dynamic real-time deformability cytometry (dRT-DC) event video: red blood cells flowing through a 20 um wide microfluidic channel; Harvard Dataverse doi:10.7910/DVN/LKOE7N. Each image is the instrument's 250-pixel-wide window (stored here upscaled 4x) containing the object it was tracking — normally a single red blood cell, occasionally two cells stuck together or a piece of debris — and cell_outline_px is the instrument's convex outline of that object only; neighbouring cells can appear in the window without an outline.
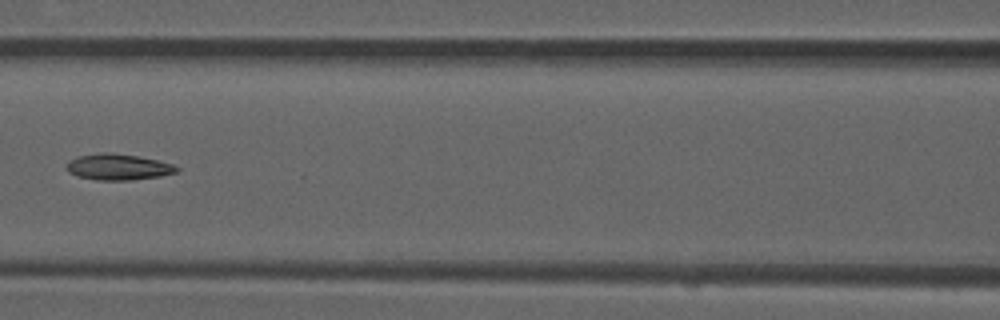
{"species": "common noctule bat (a hibernating species)", "species_latin": "Nyctalus noctula", "temperature_condition": "room temperature", "stored_images_in_passage": 6, "camera_frame_rate_fps": 3000, "um_per_image_px": 0.085, "animal": {"sex": "male", "forearm_length_mm": 52.5}, "frame": {"image": 1, "passage_image": 6, "time_ms": 1.667, "image_size_px": [1000, 320], "cell_outline_px": [[180, 168], [176, 172], [160, 176], [132, 180], [96, 180], [76, 176], [68, 172], [64, 168], [68, 160], [76, 156], [104, 152], [108, 152], [136, 156], [156, 160], [172, 164]], "centroid_in_image_um": [9.97, 14.2], "position_along_channel_um": 156.6, "area_um2": 16.82}}